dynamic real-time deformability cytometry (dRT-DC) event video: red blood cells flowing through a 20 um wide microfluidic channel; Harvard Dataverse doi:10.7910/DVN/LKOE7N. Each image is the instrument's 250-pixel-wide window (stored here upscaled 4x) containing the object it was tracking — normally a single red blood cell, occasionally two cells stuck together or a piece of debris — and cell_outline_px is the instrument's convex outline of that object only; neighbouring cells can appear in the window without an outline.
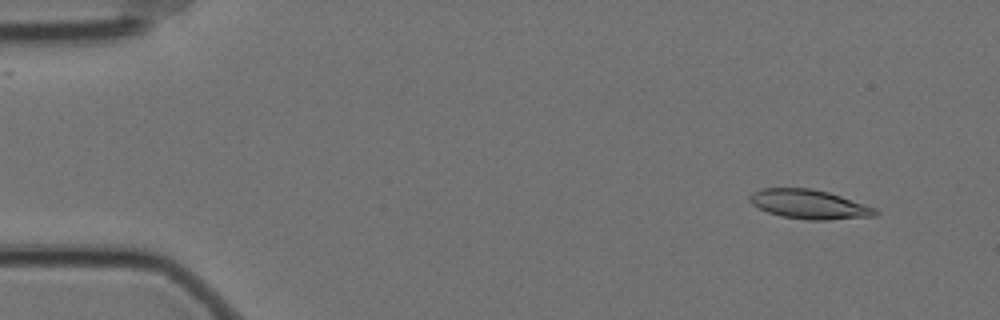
{"species": "Egyptian fruit bat (a non-hibernating species)", "species_latin": "Rousettus aegyptiacus", "temperature_condition": "cold", "stored_images_in_passage": 58, "camera_frame_rate_fps": 3000, "um_per_image_px": 0.085, "animal": {"sex": "female"}, "frame": {"image": 1, "passage_image": 5, "time_ms": 1.333, "image_size_px": [1000, 320], "cell_outline_px": [[880, 212], [876, 216], [828, 220], [808, 220], [780, 216], [768, 212], [752, 204], [748, 200], [748, 196], [752, 192], [760, 188], [812, 188], [828, 192], [876, 208]], "centroid_in_image_um": [68.76, 17.36], "position_along_channel_um": 16.2, "area_um2": 21.5}}
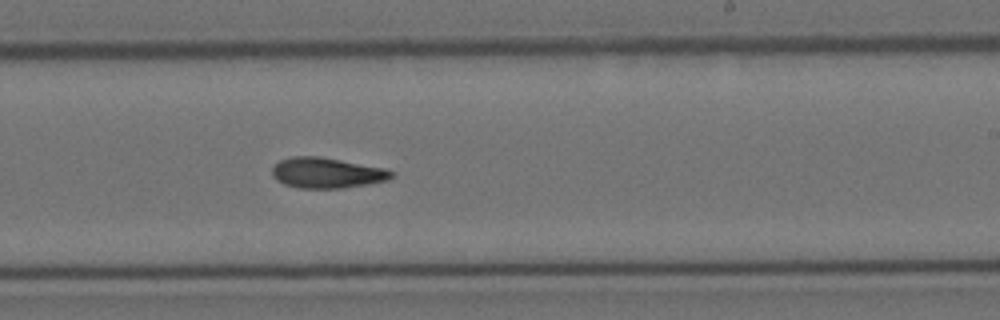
{"frame": {"image": 2, "passage_image": 35, "time_ms": 11.333, "image_size_px": [1000, 320], "cell_outline_px": [[392, 176], [388, 180], [368, 184], [344, 188], [300, 188], [284, 184], [276, 180], [272, 176], [272, 168], [280, 160], [292, 156], [320, 156], [384, 168], [392, 172]], "centroid_in_image_um": [27.74, 14.69], "position_along_channel_um": 261.3, "area_um2": 21.15}}
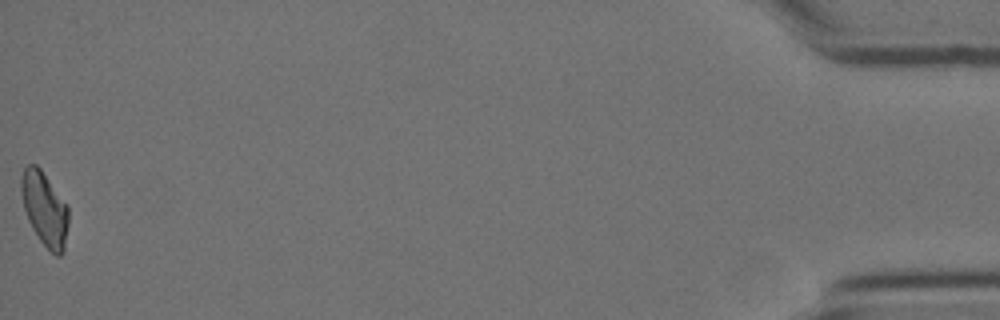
{"frame": {"image": 3, "passage_image": 58, "time_ms": 19.0, "image_size_px": [1000, 320], "cell_outline_px": [[68, 224], [64, 252], [60, 256], [56, 256], [40, 240], [32, 228], [28, 220], [24, 208], [20, 188], [20, 180], [24, 168], [28, 164], [36, 164], [40, 168], [68, 204]], "centroid_in_image_um": [3.8, 17.74], "position_along_channel_um": 431.4, "area_um2": 20.46}}